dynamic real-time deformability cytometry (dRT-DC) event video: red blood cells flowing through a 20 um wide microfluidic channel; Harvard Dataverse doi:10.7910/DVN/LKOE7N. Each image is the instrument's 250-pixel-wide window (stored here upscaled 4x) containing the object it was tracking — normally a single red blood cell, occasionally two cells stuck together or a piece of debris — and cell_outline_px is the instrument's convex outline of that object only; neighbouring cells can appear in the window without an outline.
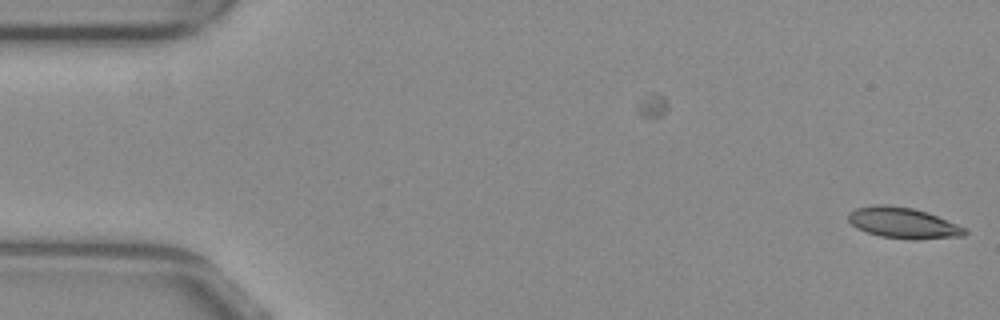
{"species": "common noctule bat (a hibernating species)", "species_latin": "Nyctalus noctula", "temperature_condition": "warm", "stored_images_in_passage": 7, "camera_frame_rate_fps": 3000, "um_per_image_px": 0.085, "animal": {"sex": "female", "body_mass_g": 29.2, "forearm_length_mm": 56.3}, "frame": {"image": 1, "passage_image": 7, "time_ms": 2.0, "image_size_px": [1000, 320], "cell_outline_px": [[968, 232], [964, 236], [912, 240], [880, 236], [856, 228], [848, 220], [848, 212], [856, 208], [880, 204], [884, 204], [912, 208], [928, 212], [956, 224], [964, 228]], "centroid_in_image_um": [76.75, 18.95], "position_along_channel_um": 8.2, "area_um2": 20.87}}